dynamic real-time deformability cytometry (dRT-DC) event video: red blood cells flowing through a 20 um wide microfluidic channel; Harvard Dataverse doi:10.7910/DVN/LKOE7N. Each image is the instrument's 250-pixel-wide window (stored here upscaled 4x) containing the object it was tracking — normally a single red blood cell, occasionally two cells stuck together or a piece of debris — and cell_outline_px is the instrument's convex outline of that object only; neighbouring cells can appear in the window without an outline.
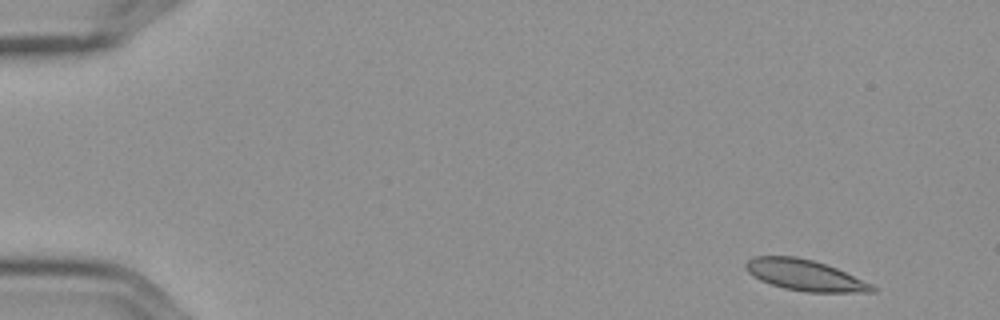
{"species": "Egyptian fruit bat (a non-hibernating species)", "species_latin": "Rousettus aegyptiacus", "temperature_condition": "cold", "stored_images_in_passage": 4, "camera_frame_rate_fps": 3000, "um_per_image_px": 0.085, "frame": {"image": 1, "passage_image": 1, "time_ms": 0.0, "image_size_px": [1000, 320], "cell_outline_px": [[876, 292], [808, 292], [784, 288], [760, 280], [748, 272], [744, 268], [744, 264], [752, 256], [796, 256], [812, 260], [836, 268], [872, 284], [876, 288]], "centroid_in_image_um": [68.39, 23.38], "position_along_channel_um": 16.6, "area_um2": 22.66}}